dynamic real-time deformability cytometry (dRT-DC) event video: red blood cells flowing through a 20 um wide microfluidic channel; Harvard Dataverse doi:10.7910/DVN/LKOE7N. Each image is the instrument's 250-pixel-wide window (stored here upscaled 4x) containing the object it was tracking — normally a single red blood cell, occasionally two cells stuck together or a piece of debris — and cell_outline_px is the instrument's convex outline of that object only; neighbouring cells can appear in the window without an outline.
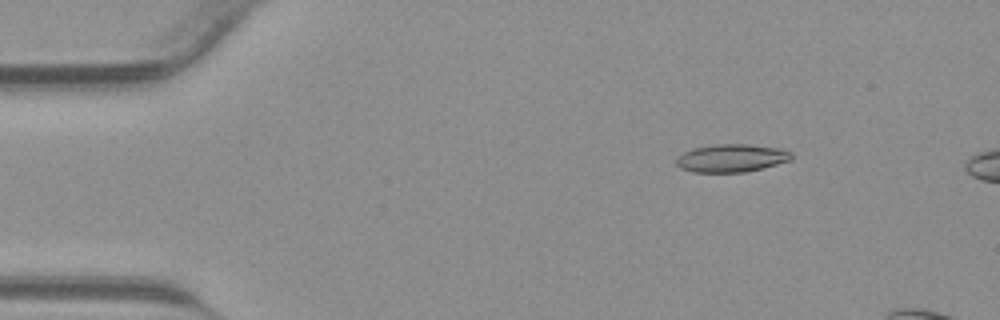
{"species": "common noctule bat (a hibernating species)", "species_latin": "Nyctalus noctula", "temperature_condition": "warm", "stored_images_in_passage": 13, "camera_frame_rate_fps": 3000, "um_per_image_px": 0.085, "animal": {"sex": "male", "body_mass_g": 23.1, "forearm_length_mm": 52.7}, "frame": {"image": 1, "passage_image": 6, "time_ms": 1.667, "image_size_px": [1000, 320], "cell_outline_px": [[792, 160], [764, 168], [744, 172], [692, 172], [680, 168], [676, 164], [676, 156], [692, 148], [716, 144], [748, 144], [780, 148], [792, 152]], "centroid_in_image_um": [62.18, 13.44], "position_along_channel_um": 22.8, "area_um2": 18.96}}